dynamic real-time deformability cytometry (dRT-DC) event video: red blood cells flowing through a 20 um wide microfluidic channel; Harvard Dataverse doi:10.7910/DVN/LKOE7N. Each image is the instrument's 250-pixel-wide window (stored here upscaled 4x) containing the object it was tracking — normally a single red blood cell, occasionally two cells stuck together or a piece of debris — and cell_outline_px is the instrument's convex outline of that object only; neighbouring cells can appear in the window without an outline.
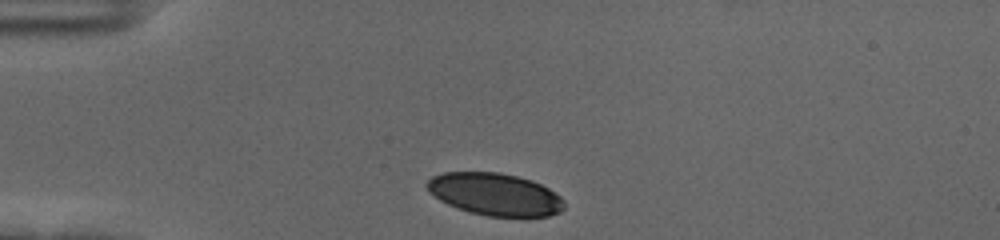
{"species": "human", "species_latin": "Homo sapiens", "temperature_condition": "cold", "stored_images_in_passage": 34, "camera_frame_rate_fps": 3000, "um_per_image_px": 0.085, "donor": {"sex": "female"}, "frame": {"image": 1, "passage_image": 1, "time_ms": 0.0, "image_size_px": [1000, 240], "cell_outline_px": [[564, 208], [560, 212], [548, 216], [488, 216], [468, 212], [456, 208], [440, 200], [424, 184], [432, 176], [444, 172], [500, 172], [532, 180], [548, 188], [560, 196], [564, 200]], "centroid_in_image_um": [42.08, 16.51], "position_along_channel_um": 42.9, "area_um2": 33.76}}
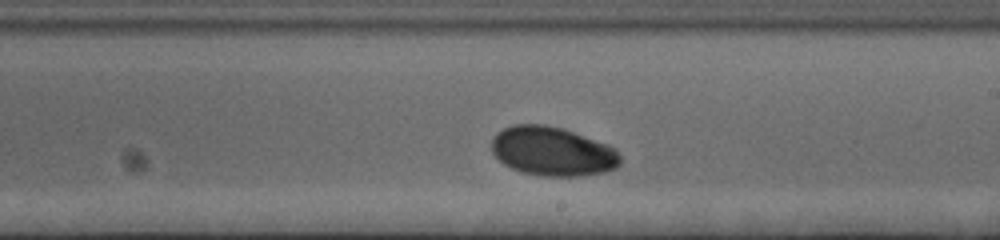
{"frame": {"image": 2, "passage_image": 20, "time_ms": 6.333, "image_size_px": [1000, 240], "cell_outline_px": [[620, 164], [616, 168], [604, 172], [580, 176], [540, 176], [524, 172], [512, 168], [504, 164], [492, 152], [492, 140], [496, 132], [512, 124], [544, 124], [564, 128], [608, 144], [616, 148], [620, 156]], "centroid_in_image_um": [46.98, 12.85], "position_along_channel_um": 242.0, "area_um2": 37.05}}
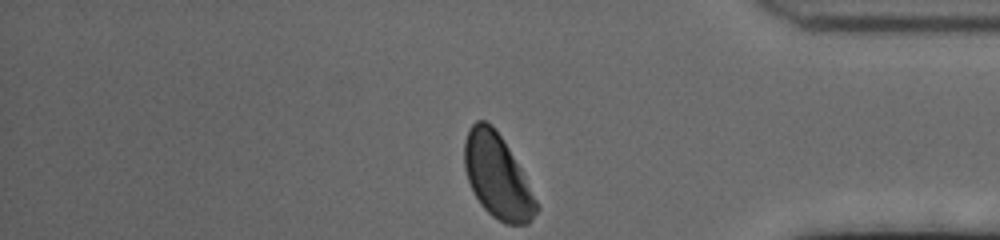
{"frame": {"image": 3, "passage_image": 34, "time_ms": 11.0, "image_size_px": [1000, 240], "cell_outline_px": [[540, 208], [528, 224], [504, 224], [492, 216], [480, 204], [468, 180], [464, 168], [464, 140], [468, 128], [476, 120], [484, 120], [492, 124], [508, 148], [520, 168]], "centroid_in_image_um": [42.25, 14.98], "position_along_channel_um": 392.9, "area_um2": 34.91}, "authors_computed_cell_mechanics": {"area_um2": 36.1539, "velocity_mm_per_s": 3.6395, "shape_relaxation_time_tau1_ms": 3.4591, "shape_relaxation_time_tau2_ms": null, "deformation_change_tau1": 0.1203, "deformation_change_tau2": null}}